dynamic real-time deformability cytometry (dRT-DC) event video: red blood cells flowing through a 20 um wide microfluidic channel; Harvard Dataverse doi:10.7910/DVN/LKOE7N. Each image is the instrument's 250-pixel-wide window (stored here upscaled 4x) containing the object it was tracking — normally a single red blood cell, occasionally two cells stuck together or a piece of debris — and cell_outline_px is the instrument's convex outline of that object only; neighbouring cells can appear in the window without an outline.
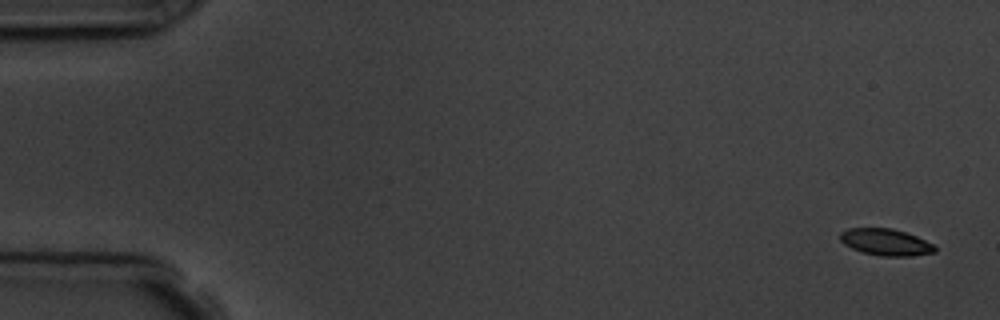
{"species": "common noctule bat (a hibernating species)", "species_latin": "Nyctalus noctula", "temperature_condition": "room temperature", "stored_images_in_passage": 5, "camera_frame_rate_fps": 3000, "um_per_image_px": 0.085, "animal": {"sex": "male", "body_mass_g": 19.5, "forearm_length_mm": 54.6}, "frame": {"image": 1, "passage_image": 1, "time_ms": 0.0, "image_size_px": [1000, 320], "cell_outline_px": [[936, 252], [912, 256], [880, 256], [860, 252], [844, 244], [840, 240], [840, 232], [848, 228], [892, 228], [916, 236], [932, 244], [936, 248]], "centroid_in_image_um": [75.26, 20.59], "position_along_channel_um": 9.7, "area_um2": 14.74}}
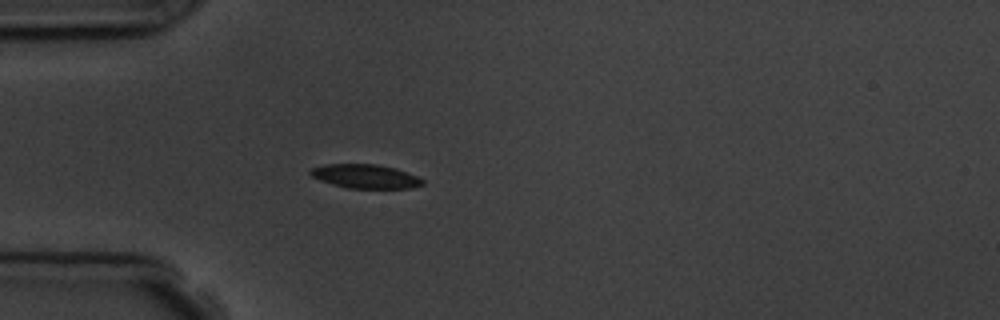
{"frame": {"image": 2, "passage_image": 5, "time_ms": 4.667, "image_size_px": [1000, 320], "cell_outline_px": [[424, 184], [412, 188], [348, 188], [332, 184], [320, 180], [312, 176], [308, 172], [312, 168], [324, 164], [376, 164], [396, 168], [416, 176], [424, 180]], "centroid_in_image_um": [31.05, 14.98], "position_along_channel_um": 53.9, "area_um2": 15.61}}